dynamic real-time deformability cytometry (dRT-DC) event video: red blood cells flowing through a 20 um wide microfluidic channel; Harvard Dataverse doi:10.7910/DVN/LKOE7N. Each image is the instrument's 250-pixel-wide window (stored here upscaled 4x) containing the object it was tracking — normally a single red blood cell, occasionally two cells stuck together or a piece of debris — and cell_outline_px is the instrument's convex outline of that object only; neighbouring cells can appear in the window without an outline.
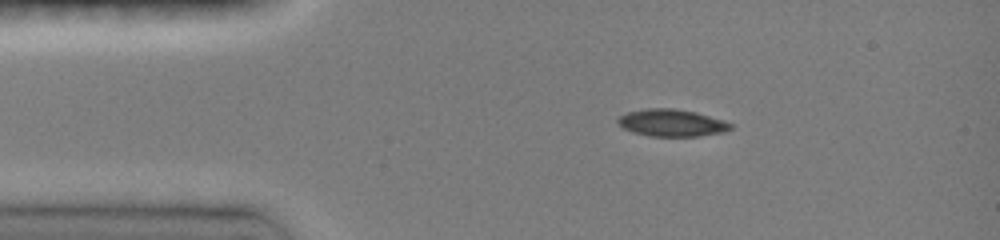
{"species": "common noctule bat (a hibernating species)", "species_latin": "Nyctalus noctula", "temperature_condition": "room temperature", "stored_images_in_passage": 21, "camera_frame_rate_fps": 3000, "um_per_image_px": 0.085, "animal": {"sex": "female", "body_mass_g": 19.0, "forearm_length_mm": 51.5}, "frame": {"image": 1, "passage_image": 10, "time_ms": 2.0, "image_size_px": [1000, 240], "cell_outline_px": [[732, 128], [724, 132], [696, 136], [648, 136], [632, 132], [624, 128], [616, 120], [620, 116], [628, 112], [644, 108], [672, 108], [696, 112], [724, 120], [732, 124]], "centroid_in_image_um": [57.1, 10.44], "position_along_channel_um": 27.9, "area_um2": 17.8}}